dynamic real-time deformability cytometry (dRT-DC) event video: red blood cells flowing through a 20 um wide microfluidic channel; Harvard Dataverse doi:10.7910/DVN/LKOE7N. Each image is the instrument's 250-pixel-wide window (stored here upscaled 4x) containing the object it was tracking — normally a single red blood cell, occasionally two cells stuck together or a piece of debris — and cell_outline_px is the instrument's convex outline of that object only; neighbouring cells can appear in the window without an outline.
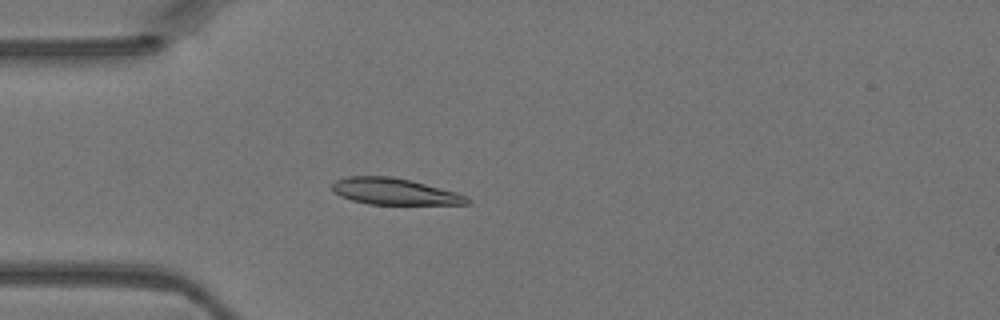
{"species": "Egyptian fruit bat (a non-hibernating species)", "species_latin": "Rousettus aegyptiacus", "temperature_condition": "warm", "stored_images_in_passage": 3, "camera_frame_rate_fps": 3000, "um_per_image_px": 0.085, "animal": {"sex": "female"}, "frame": {"image": 1, "passage_image": 3, "time_ms": 0.667, "image_size_px": [1000, 320], "cell_outline_px": [[472, 204], [368, 204], [352, 200], [340, 196], [332, 192], [332, 184], [336, 180], [348, 176], [392, 176], [412, 180], [456, 192], [468, 196], [472, 200]], "centroid_in_image_um": [33.55, 16.27], "position_along_channel_um": 51.5, "area_um2": 20.98}}